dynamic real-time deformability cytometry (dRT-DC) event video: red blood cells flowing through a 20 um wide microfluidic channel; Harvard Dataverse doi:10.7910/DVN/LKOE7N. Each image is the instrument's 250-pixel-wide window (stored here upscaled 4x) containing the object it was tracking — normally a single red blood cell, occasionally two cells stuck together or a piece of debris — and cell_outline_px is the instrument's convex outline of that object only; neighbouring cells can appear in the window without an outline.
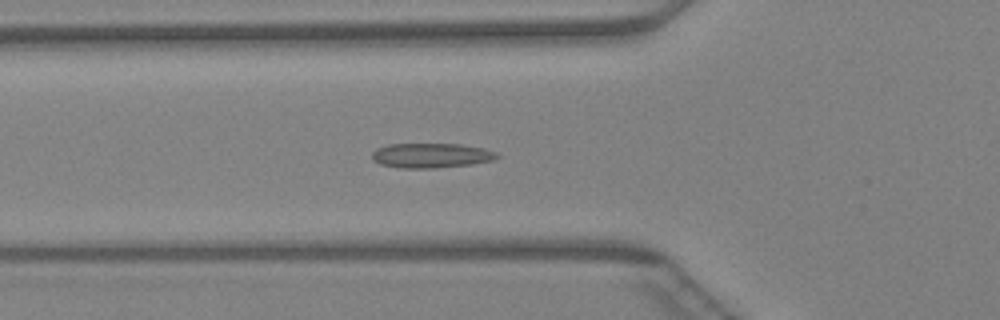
{"species": "Egyptian fruit bat (a non-hibernating species)", "species_latin": "Rousettus aegyptiacus", "temperature_condition": "warm", "stored_images_in_passage": 33, "camera_frame_rate_fps": 3000, "um_per_image_px": 0.085, "animal": {"sex": "female"}, "frame": {"image": 1, "passage_image": 3, "time_ms": 0.667, "image_size_px": [1000, 320], "cell_outline_px": [[500, 156], [492, 160], [472, 164], [432, 168], [400, 168], [380, 164], [372, 160], [372, 152], [376, 148], [388, 144], [460, 144], [480, 148], [496, 152]], "centroid_in_image_um": [36.59, 13.22], "position_along_channel_um": 89.2, "area_um2": 17.92}}
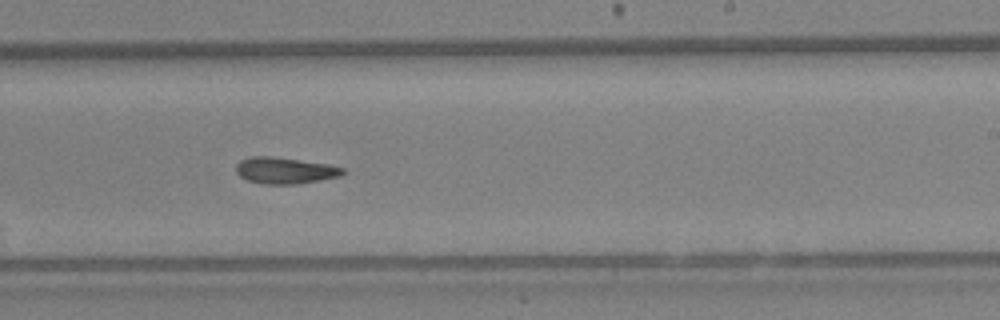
{"frame": {"image": 2, "passage_image": 15, "time_ms": 4.667, "image_size_px": [1000, 320], "cell_outline_px": [[344, 172], [340, 176], [320, 180], [296, 184], [264, 184], [248, 180], [240, 176], [236, 172], [236, 164], [240, 160], [248, 156], [272, 156], [328, 164], [344, 168]], "centroid_in_image_um": [24.19, 14.48], "position_along_channel_um": 264.8, "area_um2": 16.42}}
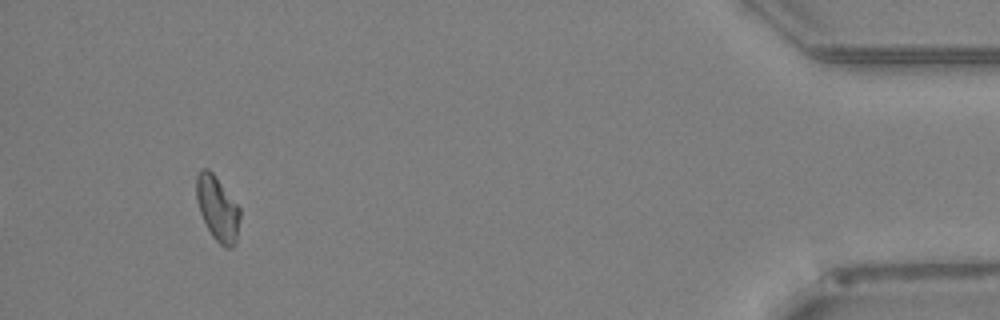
{"frame": {"image": 3, "passage_image": 30, "time_ms": 9.667, "image_size_px": [1000, 320], "cell_outline_px": [[240, 216], [236, 240], [232, 248], [224, 248], [212, 236], [200, 212], [196, 200], [196, 176], [200, 168], [208, 168], [212, 172], [240, 208]], "centroid_in_image_um": [18.47, 17.71], "position_along_channel_um": 416.7, "area_um2": 16.3}}